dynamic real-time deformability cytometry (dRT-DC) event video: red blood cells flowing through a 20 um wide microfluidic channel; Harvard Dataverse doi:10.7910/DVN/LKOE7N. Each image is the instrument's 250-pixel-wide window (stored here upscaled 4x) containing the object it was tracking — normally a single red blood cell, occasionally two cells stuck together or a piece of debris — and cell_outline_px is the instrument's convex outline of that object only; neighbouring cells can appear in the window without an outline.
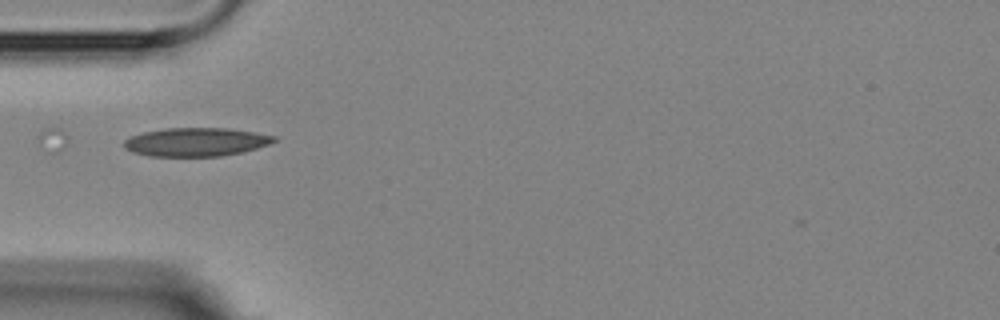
{"species": "Egyptian fruit bat (a non-hibernating species)", "species_latin": "Rousettus aegyptiacus", "temperature_condition": "room temperature", "stored_images_in_passage": 8, "camera_frame_rate_fps": 3000, "um_per_image_px": 0.085, "animal": {"sex": "female"}, "frame": {"image": 1, "passage_image": 4, "time_ms": 4.667, "image_size_px": [1000, 320], "cell_outline_px": [[276, 140], [268, 144], [244, 152], [220, 156], [148, 156], [132, 152], [124, 148], [124, 140], [132, 136], [144, 132], [168, 128], [228, 128], [256, 132], [276, 136]], "centroid_in_image_um": [16.67, 12.07], "position_along_channel_um": 68.3, "area_um2": 24.91}}
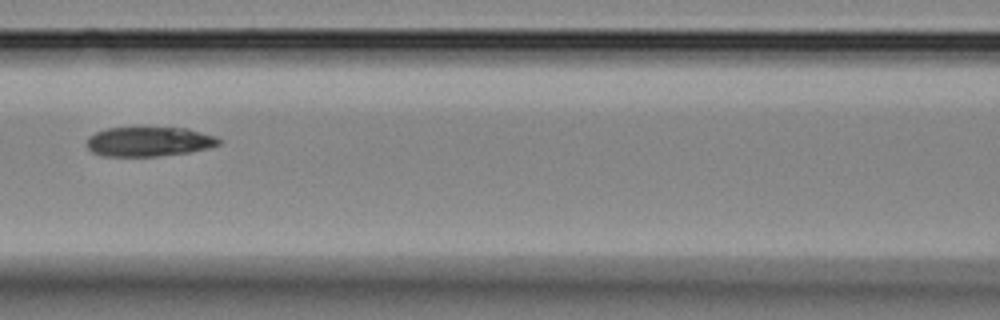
{"frame": {"image": 2, "passage_image": 6, "time_ms": 7.0, "image_size_px": [1000, 320], "cell_outline_px": [[220, 144], [208, 148], [188, 152], [156, 156], [100, 156], [92, 152], [84, 144], [88, 136], [96, 132], [108, 128], [140, 124], [188, 128], [216, 136], [220, 140]], "centroid_in_image_um": [12.61, 11.98], "position_along_channel_um": 154.0, "area_um2": 23.93}}
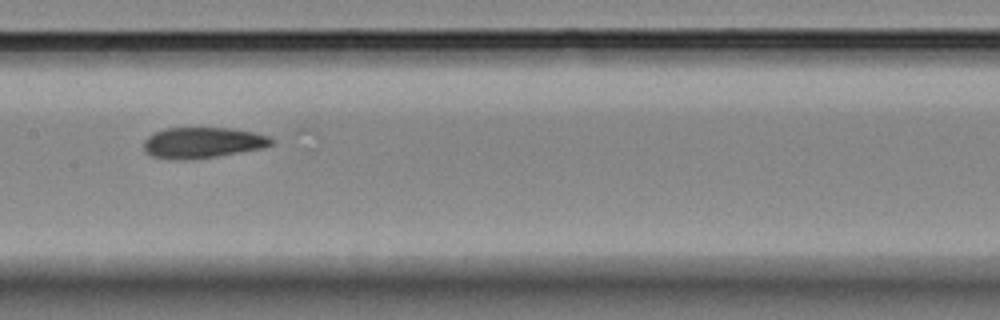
{"frame": {"image": 3, "passage_image": 7, "time_ms": 8.0, "image_size_px": [1000, 320], "cell_outline_px": [[276, 140], [272, 144], [264, 148], [192, 160], [176, 160], [152, 156], [144, 152], [144, 140], [148, 136], [164, 128], [228, 128], [252, 132], [268, 136]], "centroid_in_image_um": [17.21, 12.14], "position_along_channel_um": 190.2, "area_um2": 23.0}}